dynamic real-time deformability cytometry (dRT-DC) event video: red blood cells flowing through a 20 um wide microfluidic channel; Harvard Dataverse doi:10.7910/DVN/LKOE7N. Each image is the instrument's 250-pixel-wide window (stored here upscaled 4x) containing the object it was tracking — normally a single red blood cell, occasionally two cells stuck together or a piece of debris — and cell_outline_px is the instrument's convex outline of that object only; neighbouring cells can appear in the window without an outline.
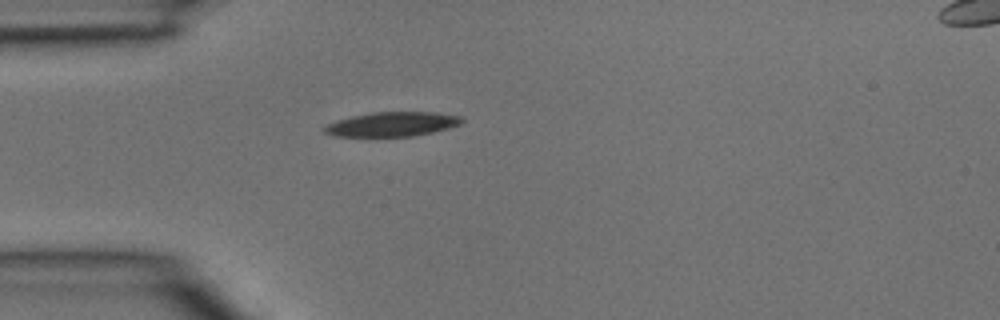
{"species": "common noctule bat (a hibernating species)", "species_latin": "Nyctalus noctula", "temperature_condition": "room temperature", "stored_images_in_passage": 1, "camera_frame_rate_fps": 3000, "um_per_image_px": 0.085, "animal": {"sex": "male", "body_mass_g": 15.6}, "frame": {"image": 1, "passage_image": 1, "time_ms": 0.0, "image_size_px": [1000, 320], "cell_outline_px": [[464, 120], [460, 124], [448, 128], [432, 132], [412, 136], [332, 136], [324, 132], [320, 128], [328, 124], [352, 116], [372, 112], [436, 112], [464, 116]], "centroid_in_image_um": [33.36, 10.55], "position_along_channel_um": 51.6, "area_um2": 19.54}}